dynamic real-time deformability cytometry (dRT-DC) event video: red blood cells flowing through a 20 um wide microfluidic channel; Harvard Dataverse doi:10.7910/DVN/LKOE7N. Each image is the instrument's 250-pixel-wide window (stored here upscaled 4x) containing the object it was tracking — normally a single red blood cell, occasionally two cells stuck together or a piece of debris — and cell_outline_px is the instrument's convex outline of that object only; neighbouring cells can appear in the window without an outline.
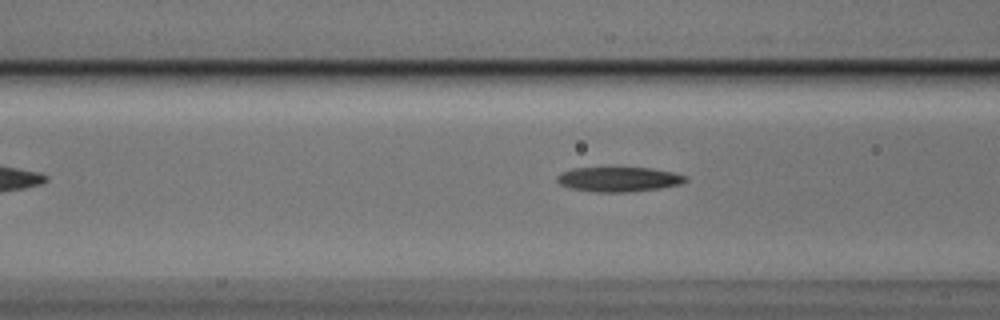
{"species": "Egyptian fruit bat (a non-hibernating species)", "species_latin": "Rousettus aegyptiacus", "temperature_condition": "cold", "stored_images_in_passage": 8, "camera_frame_rate_fps": 3000, "um_per_image_px": 0.085, "animal": {"sex": "male"}, "frame": {"image": 1, "passage_image": 6, "time_ms": 1.667, "image_size_px": [1000, 320], "cell_outline_px": [[688, 180], [680, 184], [660, 188], [628, 192], [596, 192], [568, 188], [560, 184], [556, 180], [556, 176], [560, 172], [572, 168], [652, 168], [672, 172], [688, 176]], "centroid_in_image_um": [52.57, 15.24], "position_along_channel_um": 114.0, "area_um2": 18.61}}